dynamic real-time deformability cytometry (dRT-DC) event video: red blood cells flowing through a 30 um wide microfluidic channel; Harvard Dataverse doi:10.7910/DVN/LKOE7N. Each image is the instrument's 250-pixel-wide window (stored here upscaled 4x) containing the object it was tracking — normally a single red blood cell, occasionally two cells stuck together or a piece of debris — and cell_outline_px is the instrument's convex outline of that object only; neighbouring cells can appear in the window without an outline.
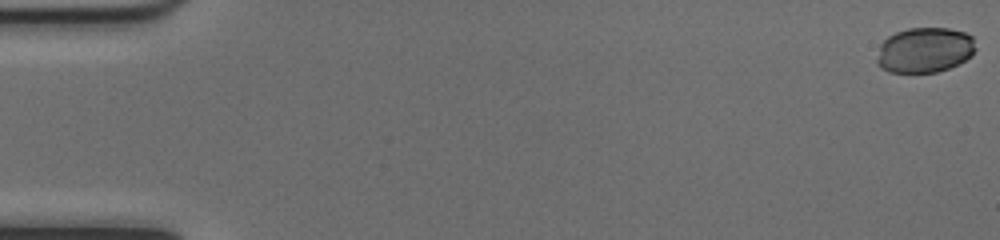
{"species": "common noctule bat (a hibernating species)", "species_latin": "Nyctalus noctula", "temperature_condition": "cold", "stored_images_in_passage": 52, "camera_frame_rate_fps": 3000, "um_per_image_px": 0.085, "animal": {"sex": "female", "body_mass_g": 17.0, "forearm_length_mm": 48.0}, "frame": {"image": 1, "passage_image": 1, "time_ms": 0.0, "image_size_px": [1000, 240], "cell_outline_px": [[976, 48], [972, 56], [948, 68], [936, 72], [888, 72], [880, 68], [876, 64], [876, 60], [880, 44], [888, 36], [896, 32], [908, 28], [948, 28], [964, 32], [972, 36]], "centroid_in_image_um": [78.57, 4.25], "position_along_channel_um": 6.4, "area_um2": 26.13}}
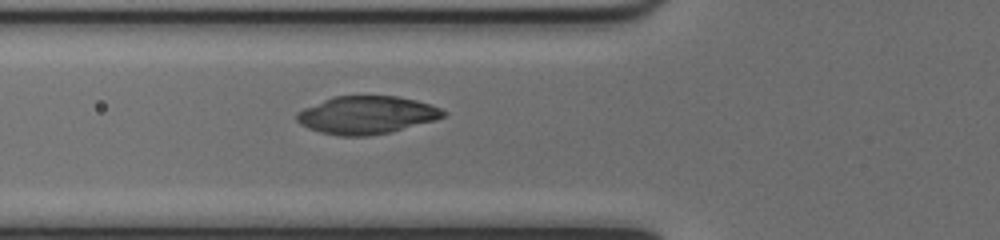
{"frame": {"image": 2, "passage_image": 20, "time_ms": 6.333, "image_size_px": [1000, 240], "cell_outline_px": [[448, 112], [444, 116], [436, 120], [392, 132], [368, 136], [340, 136], [320, 132], [308, 128], [300, 124], [296, 120], [296, 112], [304, 108], [332, 96], [396, 96], [416, 100], [432, 104]], "centroid_in_image_um": [31.18, 9.78], "position_along_channel_um": 94.6, "area_um2": 32.54}}
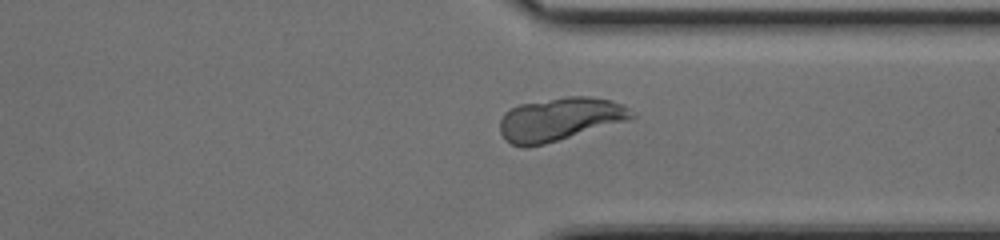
{"frame": {"image": 3, "passage_image": 40, "time_ms": 13.0, "image_size_px": [1000, 240], "cell_outline_px": [[636, 116], [632, 120], [544, 144], [524, 148], [512, 144], [504, 140], [500, 132], [500, 120], [504, 112], [520, 104], [564, 96], [592, 96], [624, 104], [636, 112]], "centroid_in_image_um": [47.63, 10.13], "position_along_channel_um": 363.8, "area_um2": 33.7}}